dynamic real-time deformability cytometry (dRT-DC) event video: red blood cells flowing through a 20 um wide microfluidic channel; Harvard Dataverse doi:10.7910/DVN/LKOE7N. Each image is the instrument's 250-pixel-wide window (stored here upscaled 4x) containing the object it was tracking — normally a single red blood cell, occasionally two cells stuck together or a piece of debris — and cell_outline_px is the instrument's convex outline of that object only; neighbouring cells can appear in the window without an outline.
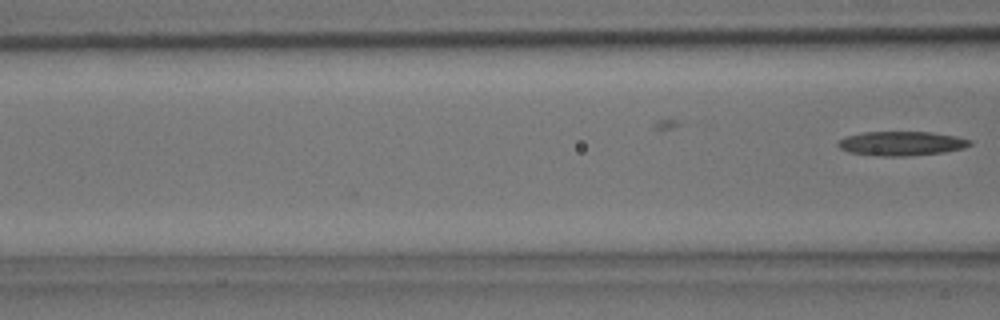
{"species": "common noctule bat (a hibernating species)", "species_latin": "Nyctalus noctula", "temperature_condition": "room temperature", "stored_images_in_passage": 5, "camera_frame_rate_fps": 3000, "um_per_image_px": 0.085, "animal": {"sex": "male", "body_mass_g": 15.6}, "frame": {"image": 1, "passage_image": 5, "time_ms": 1.333, "image_size_px": [1000, 320], "cell_outline_px": [[972, 144], [964, 148], [944, 152], [904, 156], [880, 156], [848, 152], [840, 148], [836, 144], [840, 140], [848, 136], [864, 132], [932, 132], [956, 136], [972, 140]], "centroid_in_image_um": [76.65, 12.19], "position_along_channel_um": 90.0, "area_um2": 18.55}}